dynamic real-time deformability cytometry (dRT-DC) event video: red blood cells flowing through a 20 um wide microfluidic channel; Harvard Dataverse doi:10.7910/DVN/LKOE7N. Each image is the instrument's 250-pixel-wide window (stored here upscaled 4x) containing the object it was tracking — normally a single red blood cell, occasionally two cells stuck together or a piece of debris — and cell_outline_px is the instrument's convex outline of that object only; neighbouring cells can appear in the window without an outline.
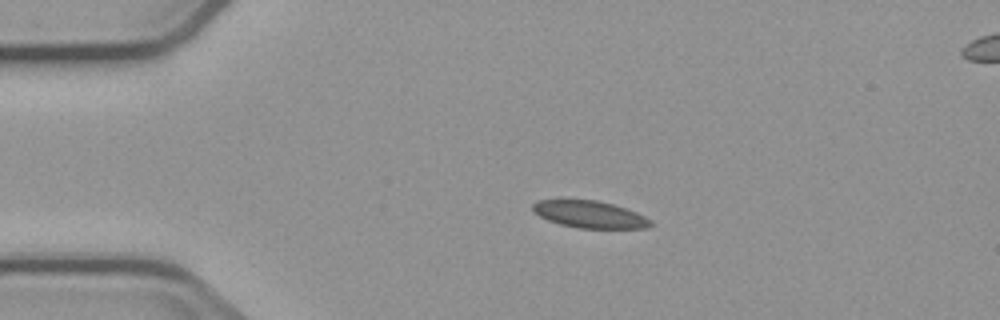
{"species": "common noctule bat (a hibernating species)", "species_latin": "Nyctalus noctula", "temperature_condition": "cold", "stored_images_in_passage": 4, "camera_frame_rate_fps": 3000, "um_per_image_px": 0.085, "animal": {"sex": "male", "body_mass_g": 23.1, "forearm_length_mm": 52.7}, "frame": {"image": 1, "passage_image": 3, "time_ms": 2.333, "image_size_px": [1000, 320], "cell_outline_px": [[652, 224], [648, 228], [576, 228], [560, 224], [548, 220], [532, 212], [532, 204], [536, 200], [596, 200], [628, 208], [652, 220]], "centroid_in_image_um": [50.12, 18.22], "position_along_channel_um": 34.9, "area_um2": 18.67}}